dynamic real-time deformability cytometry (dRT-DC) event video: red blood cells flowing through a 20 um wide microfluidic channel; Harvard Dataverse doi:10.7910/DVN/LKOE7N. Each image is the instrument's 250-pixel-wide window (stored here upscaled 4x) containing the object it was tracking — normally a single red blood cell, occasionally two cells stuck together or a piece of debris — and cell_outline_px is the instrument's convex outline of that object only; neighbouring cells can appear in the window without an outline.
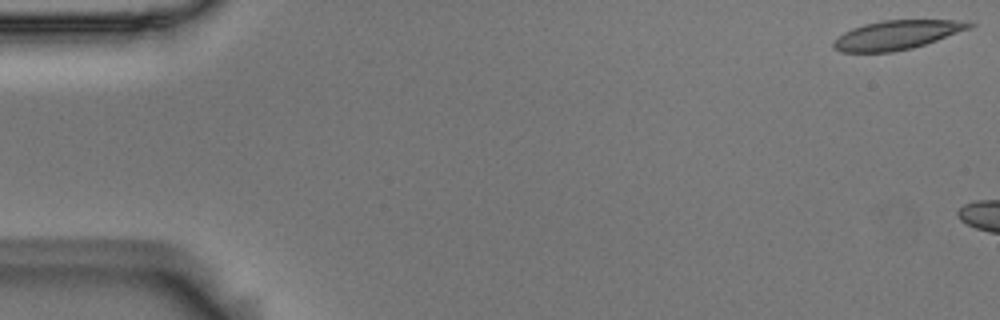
{"species": "Egyptian fruit bat (a non-hibernating species)", "species_latin": "Rousettus aegyptiacus", "temperature_condition": "room temperature", "stored_images_in_passage": 14, "camera_frame_rate_fps": 3000, "um_per_image_px": 0.085, "animal": {"sex": "male"}, "frame": {"image": 1, "passage_image": 1, "time_ms": 0.0, "image_size_px": [1000, 320], "cell_outline_px": [[976, 24], [968, 28], [936, 40], [912, 48], [892, 52], [840, 52], [832, 48], [832, 44], [844, 32], [852, 28], [864, 24], [884, 20], [972, 20]], "centroid_in_image_um": [76.22, 2.96], "position_along_channel_um": 8.8, "area_um2": 22.83}}